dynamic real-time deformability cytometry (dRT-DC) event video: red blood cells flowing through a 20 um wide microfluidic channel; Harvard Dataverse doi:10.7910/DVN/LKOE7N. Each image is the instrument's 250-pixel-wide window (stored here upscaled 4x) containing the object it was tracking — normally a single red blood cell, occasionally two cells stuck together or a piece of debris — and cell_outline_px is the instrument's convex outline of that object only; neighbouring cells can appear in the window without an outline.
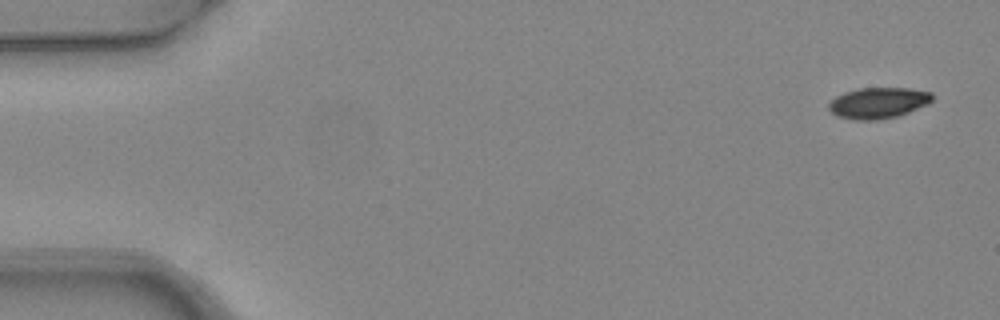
{"species": "common noctule bat (a hibernating species)", "species_latin": "Nyctalus noctula", "temperature_condition": "warm", "stored_images_in_passage": 4, "camera_frame_rate_fps": 3000, "um_per_image_px": 0.085, "animal": {"sex": "female", "body_mass_g": 24.6, "forearm_length_mm": 56.2}, "frame": {"image": 1, "passage_image": 1, "time_ms": 0.0, "image_size_px": [1000, 320], "cell_outline_px": [[932, 100], [928, 104], [908, 112], [896, 116], [876, 120], [856, 120], [836, 116], [828, 108], [828, 104], [836, 96], [844, 92], [860, 88], [908, 88], [932, 92]], "centroid_in_image_um": [74.64, 8.74], "position_along_channel_um": 10.4, "area_um2": 18.61}}